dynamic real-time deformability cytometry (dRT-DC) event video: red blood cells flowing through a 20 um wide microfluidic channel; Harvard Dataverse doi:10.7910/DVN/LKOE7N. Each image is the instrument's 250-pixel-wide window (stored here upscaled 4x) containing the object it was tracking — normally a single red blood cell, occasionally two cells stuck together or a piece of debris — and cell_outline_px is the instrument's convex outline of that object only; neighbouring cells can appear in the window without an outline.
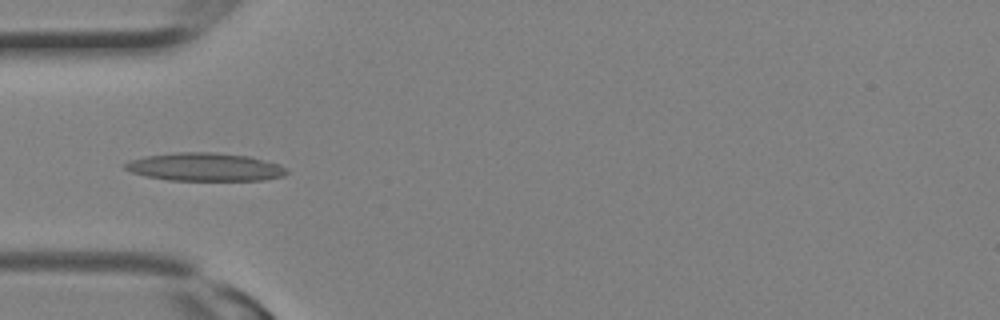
{"species": "Egyptian fruit bat (a non-hibernating species)", "species_latin": "Rousettus aegyptiacus", "temperature_condition": "room temperature", "stored_images_in_passage": 12, "camera_frame_rate_fps": 3000, "um_per_image_px": 0.085, "animal": {"sex": "female"}, "frame": {"image": 1, "passage_image": 9, "time_ms": 2.667, "image_size_px": [1000, 320], "cell_outline_px": [[288, 172], [284, 176], [264, 180], [168, 180], [148, 176], [132, 172], [124, 168], [124, 164], [128, 160], [144, 156], [176, 152], [216, 152], [248, 156], [280, 164], [288, 168]], "centroid_in_image_um": [17.44, 14.18], "position_along_channel_um": 67.6, "area_um2": 26.59}}
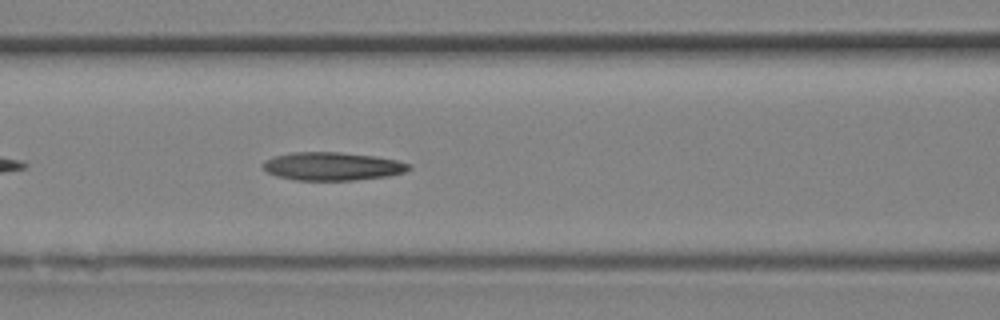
{"frame": {"image": 2, "passage_image": 12, "time_ms": 3.667, "image_size_px": [1000, 320], "cell_outline_px": [[412, 168], [404, 172], [388, 176], [356, 180], [296, 180], [276, 176], [268, 172], [264, 168], [264, 160], [272, 156], [292, 152], [340, 152], [376, 156], [396, 160], [412, 164]], "centroid_in_image_um": [28.27, 14.13], "position_along_channel_um": 138.3, "area_um2": 24.1}}